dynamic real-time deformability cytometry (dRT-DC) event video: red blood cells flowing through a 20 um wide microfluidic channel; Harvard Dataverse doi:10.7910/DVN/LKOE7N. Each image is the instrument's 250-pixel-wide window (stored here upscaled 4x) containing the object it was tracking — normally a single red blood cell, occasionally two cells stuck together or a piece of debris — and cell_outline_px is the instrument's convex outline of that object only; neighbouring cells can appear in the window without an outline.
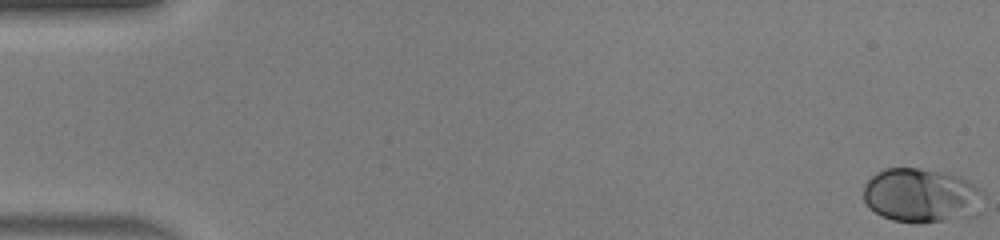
{"species": "human", "species_latin": "Homo sapiens", "temperature_condition": "warm", "stored_images_in_passage": 49, "camera_frame_rate_fps": 3000, "um_per_image_px": 0.085, "donor": {"sex": "male"}, "frame": {"image": 1, "passage_image": 1, "time_ms": 0.0, "image_size_px": [1000, 240], "cell_outline_px": [[984, 196], [976, 216], [920, 224], [916, 224], [892, 220], [880, 216], [868, 208], [864, 200], [864, 184], [876, 172], [884, 168], [916, 168], [960, 176], [968, 180], [980, 188], [984, 192]], "centroid_in_image_um": [78.31, 16.64], "position_along_channel_um": 6.7, "area_um2": 38.55}}
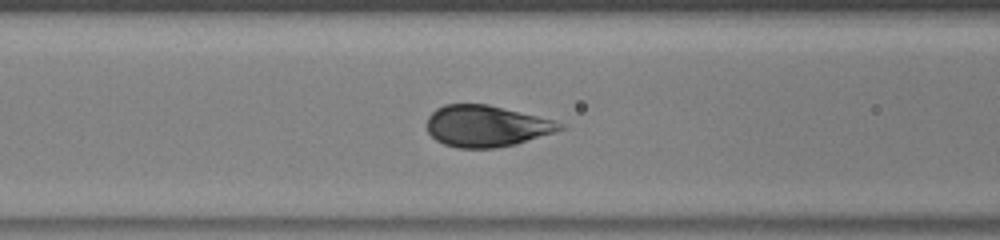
{"frame": {"image": 2, "passage_image": 21, "time_ms": 6.667, "image_size_px": [1000, 240], "cell_outline_px": [[568, 128], [516, 144], [496, 148], [456, 148], [444, 144], [436, 140], [428, 132], [428, 116], [436, 108], [444, 104], [488, 104], [552, 120], [564, 124]], "centroid_in_image_um": [41.34, 10.72], "position_along_channel_um": 125.3, "area_um2": 32.02}}
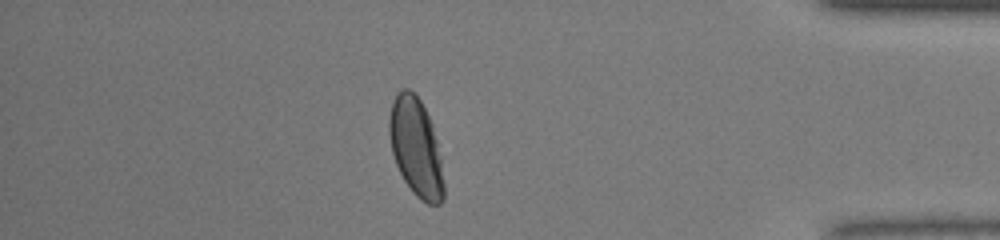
{"frame": {"image": 3, "passage_image": 43, "time_ms": 14.0, "image_size_px": [1000, 240], "cell_outline_px": [[444, 200], [440, 204], [428, 204], [420, 200], [412, 192], [404, 180], [396, 164], [392, 152], [388, 132], [388, 116], [396, 92], [400, 88], [408, 88], [420, 100], [432, 124], [436, 140], [440, 160], [444, 184]], "centroid_in_image_um": [35.33, 12.53], "position_along_channel_um": 399.9, "area_um2": 31.21}, "authors_computed_cell_mechanics": {"area_um2": 33.5818, "velocity_mm_per_s": 4.2314, "shape_relaxation_time_tau1_ms": 2.1861, "shape_relaxation_time_tau2_ms": null, "deformation_change_tau1": 0.1393, "deformation_change_tau2": null}}